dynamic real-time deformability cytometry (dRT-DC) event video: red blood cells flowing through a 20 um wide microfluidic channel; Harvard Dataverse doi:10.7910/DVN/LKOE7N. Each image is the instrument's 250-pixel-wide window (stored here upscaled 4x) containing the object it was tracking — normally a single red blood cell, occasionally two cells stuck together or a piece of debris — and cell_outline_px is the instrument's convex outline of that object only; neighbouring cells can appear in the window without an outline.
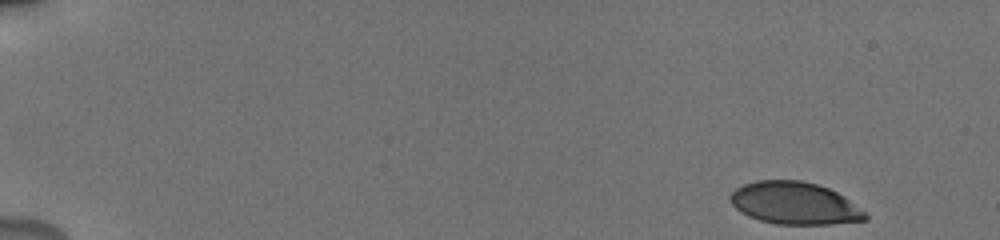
{"species": "human", "species_latin": "Homo sapiens", "temperature_condition": "cold", "stored_images_in_passage": 46, "camera_frame_rate_fps": 3000, "um_per_image_px": 0.085, "donor": {"sex": "male"}, "frame": {"image": 1, "passage_image": 1, "time_ms": 0.0, "image_size_px": [1000, 240], "cell_outline_px": [[868, 220], [832, 224], [776, 224], [760, 220], [748, 216], [740, 212], [728, 200], [728, 196], [736, 188], [744, 184], [756, 180], [800, 180], [816, 184], [828, 188], [844, 196], [864, 212], [868, 216]], "centroid_in_image_um": [67.51, 17.27], "position_along_channel_um": 17.5, "area_um2": 33.29}}
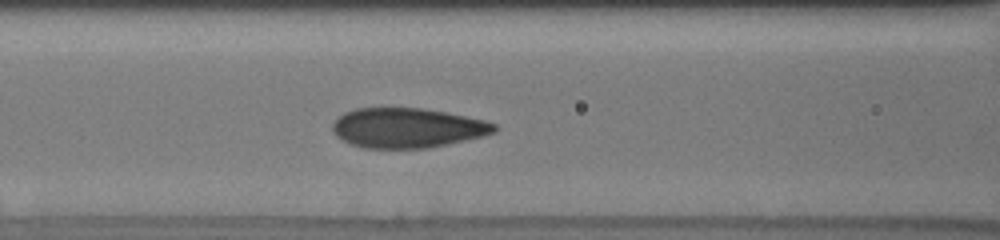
{"frame": {"image": 2, "passage_image": 22, "time_ms": 7.0, "image_size_px": [1000, 240], "cell_outline_px": [[500, 128], [496, 132], [484, 136], [428, 148], [364, 148], [352, 144], [336, 136], [332, 132], [332, 124], [344, 112], [356, 108], [420, 108], [444, 112], [484, 120], [496, 124]], "centroid_in_image_um": [34.64, 10.87], "position_along_channel_um": 132.0, "area_um2": 37.45}}
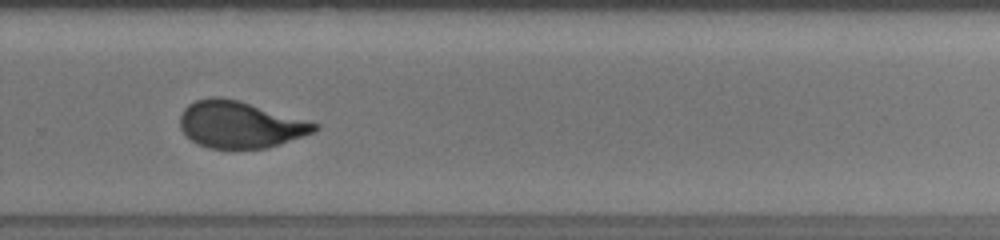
{"frame": {"image": 3, "passage_image": 34, "time_ms": 11.0, "image_size_px": [1000, 240], "cell_outline_px": [[320, 128], [316, 132], [268, 148], [208, 148], [196, 144], [180, 128], [180, 116], [184, 108], [188, 104], [196, 100], [208, 96], [220, 96], [236, 100], [320, 124]], "centroid_in_image_um": [20.4, 10.59], "position_along_channel_um": 309.4, "area_um2": 36.53}, "authors_computed_cell_mechanics": {"area_um2": 36.4718, "velocity_mm_per_s": 3.8422, "shape_relaxation_time_tau1_ms": 3.8721, "shape_relaxation_time_tau2_ms": null, "deformation_change_tau1": 0.17, "deformation_change_tau2": null}}